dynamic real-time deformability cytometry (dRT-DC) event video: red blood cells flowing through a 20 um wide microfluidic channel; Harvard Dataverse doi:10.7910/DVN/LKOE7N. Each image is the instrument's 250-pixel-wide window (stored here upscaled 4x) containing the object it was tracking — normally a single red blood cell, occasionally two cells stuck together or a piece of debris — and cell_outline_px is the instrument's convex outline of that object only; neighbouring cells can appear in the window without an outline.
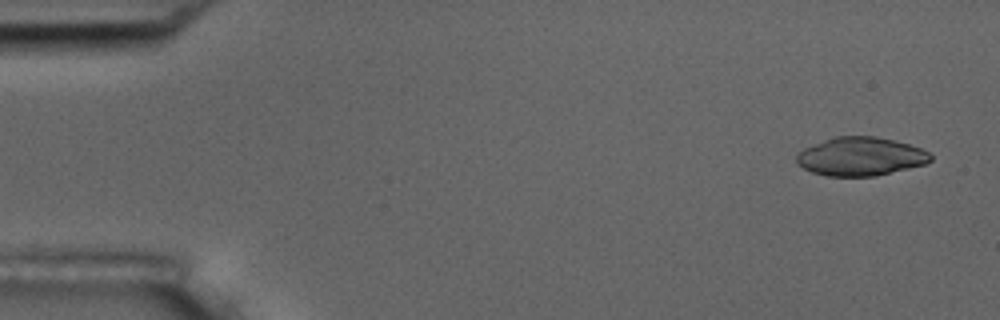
{"species": "common noctule bat (a hibernating species)", "species_latin": "Nyctalus noctula", "temperature_condition": "room temperature", "stored_images_in_passage": 53, "camera_frame_rate_fps": 3000, "um_per_image_px": 0.085, "animal": {"sex": "male", "body_mass_g": 17.5, "forearm_length_mm": 52.3}, "frame": {"image": 1, "passage_image": 1, "time_ms": 0.0, "image_size_px": [1000, 320], "cell_outline_px": [[932, 160], [924, 164], [876, 176], [824, 176], [812, 172], [796, 164], [796, 156], [804, 148], [824, 140], [836, 136], [876, 136], [908, 144], [920, 148], [928, 152], [932, 156]], "centroid_in_image_um": [73.13, 13.31], "position_along_channel_um": 11.9, "area_um2": 29.94}}